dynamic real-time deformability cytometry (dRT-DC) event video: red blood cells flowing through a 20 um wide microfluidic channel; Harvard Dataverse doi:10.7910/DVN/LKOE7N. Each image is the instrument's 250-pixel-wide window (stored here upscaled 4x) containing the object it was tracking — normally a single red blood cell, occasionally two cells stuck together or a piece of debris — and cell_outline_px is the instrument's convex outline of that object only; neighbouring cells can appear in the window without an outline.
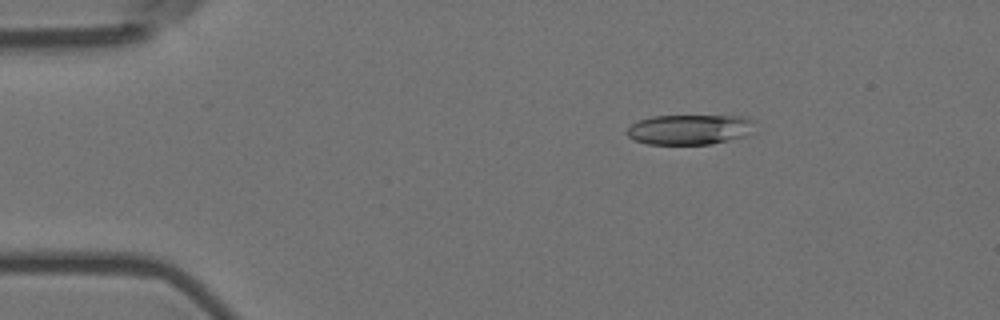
{"species": "Egyptian fruit bat (a non-hibernating species)", "species_latin": "Rousettus aegyptiacus", "temperature_condition": "room temperature", "stored_images_in_passage": 56, "camera_frame_rate_fps": 3000, "um_per_image_px": 0.085, "animal": {"sex": "female"}, "frame": {"image": 1, "passage_image": 9, "time_ms": 2.667, "image_size_px": [1000, 320], "cell_outline_px": [[756, 120], [744, 136], [712, 144], [648, 144], [636, 140], [628, 136], [628, 128], [632, 124], [640, 120], [652, 116], [748, 116]], "centroid_in_image_um": [58.62, 11.0], "position_along_channel_um": 26.4, "area_um2": 22.14}}
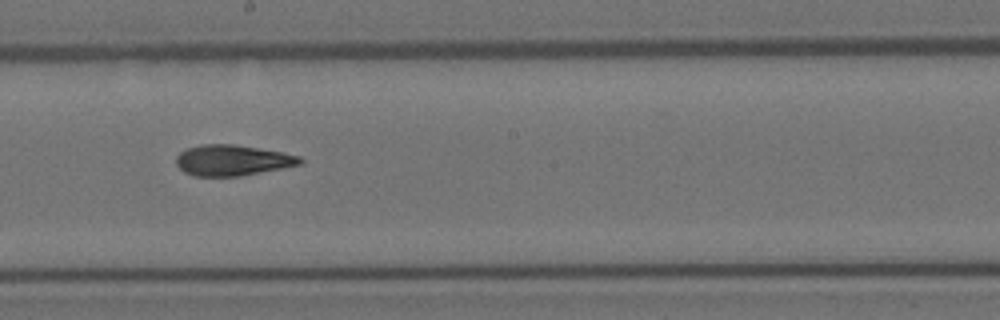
{"frame": {"image": 2, "passage_image": 31, "time_ms": 10.0, "image_size_px": [1000, 320], "cell_outline_px": [[304, 164], [284, 168], [240, 176], [192, 176], [184, 172], [176, 164], [176, 156], [180, 152], [188, 148], [200, 144], [236, 144], [280, 152], [300, 156], [304, 160]], "centroid_in_image_um": [19.77, 13.63], "position_along_channel_um": 228.4, "area_um2": 22.37}}
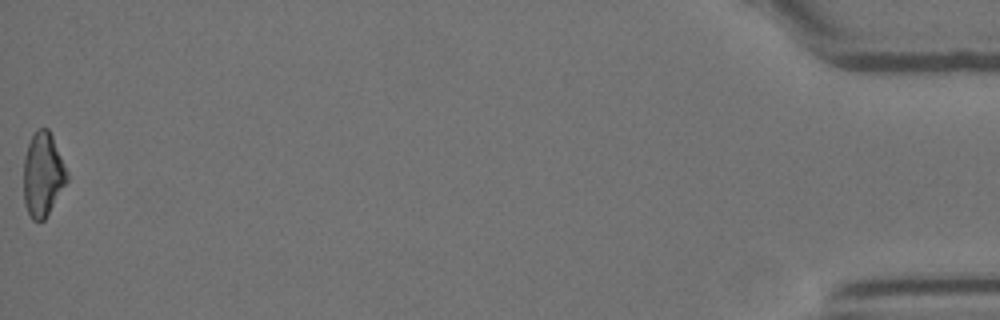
{"frame": {"image": 3, "passage_image": 56, "time_ms": 18.333, "image_size_px": [1000, 320], "cell_outline_px": [[68, 180], [44, 220], [32, 220], [24, 204], [24, 156], [28, 144], [36, 128], [48, 128], [52, 136], [68, 172]], "centroid_in_image_um": [3.64, 14.82], "position_along_channel_um": 431.6, "area_um2": 21.1}, "authors_computed_cell_mechanics": {"area_um2": 22.3686, "velocity_mm_per_s": 3.6208, "shape_relaxation_time_tau1_ms": null, "shape_relaxation_time_tau2_ms": 4.6855, "deformation_change_tau1": null, "deformation_change_tau2": 0.1442}}